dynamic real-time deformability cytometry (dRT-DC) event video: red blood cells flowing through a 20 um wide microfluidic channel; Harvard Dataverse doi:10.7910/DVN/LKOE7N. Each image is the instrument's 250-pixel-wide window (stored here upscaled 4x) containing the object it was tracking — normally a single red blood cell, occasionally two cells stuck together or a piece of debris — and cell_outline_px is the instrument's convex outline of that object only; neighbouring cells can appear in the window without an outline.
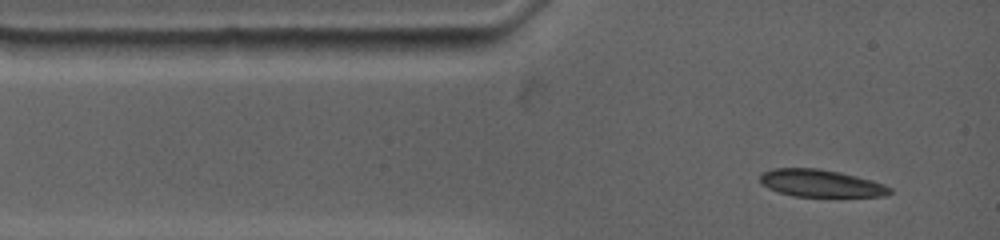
{"species": "common noctule bat (a hibernating species)", "species_latin": "Nyctalus noctula", "temperature_condition": "warm", "stored_images_in_passage": 8, "camera_frame_rate_fps": 4500, "um_per_image_px": 0.085, "animal": {"sex": "female", "body_mass_g": 19.0, "forearm_length_mm": 53.3}, "frame": {"image": 1, "passage_image": 1, "time_ms": 0.0, "image_size_px": [1000, 240], "cell_outline_px": [[892, 192], [888, 196], [792, 196], [768, 188], [760, 180], [760, 176], [764, 172], [772, 168], [820, 168], [840, 172], [872, 180], [884, 184], [892, 188]], "centroid_in_image_um": [69.8, 15.57], "position_along_channel_um": 15.2, "area_um2": 20.58}}
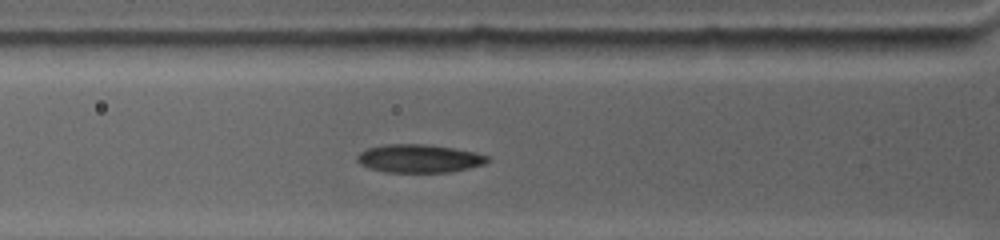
{"frame": {"image": 2, "passage_image": 6, "time_ms": 2.667, "image_size_px": [1000, 240], "cell_outline_px": [[492, 160], [484, 164], [452, 172], [384, 172], [368, 168], [360, 164], [356, 160], [356, 156], [360, 152], [368, 148], [384, 144], [424, 144], [452, 148], [476, 152], [492, 156]], "centroid_in_image_um": [35.65, 13.47], "position_along_channel_um": 90.2, "area_um2": 21.68}}
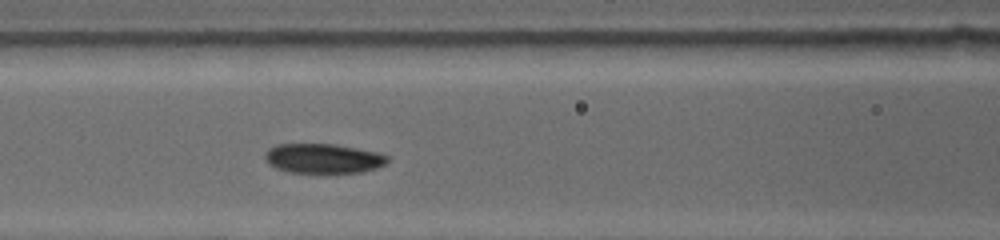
{"frame": {"image": 3, "passage_image": 8, "time_ms": 4.0, "image_size_px": [1000, 240], "cell_outline_px": [[388, 160], [384, 164], [376, 168], [360, 172], [288, 172], [276, 168], [268, 164], [264, 160], [264, 152], [268, 148], [276, 144], [332, 144], [380, 152], [388, 156]], "centroid_in_image_um": [27.42, 13.46], "position_along_channel_um": 139.2, "area_um2": 21.15}}